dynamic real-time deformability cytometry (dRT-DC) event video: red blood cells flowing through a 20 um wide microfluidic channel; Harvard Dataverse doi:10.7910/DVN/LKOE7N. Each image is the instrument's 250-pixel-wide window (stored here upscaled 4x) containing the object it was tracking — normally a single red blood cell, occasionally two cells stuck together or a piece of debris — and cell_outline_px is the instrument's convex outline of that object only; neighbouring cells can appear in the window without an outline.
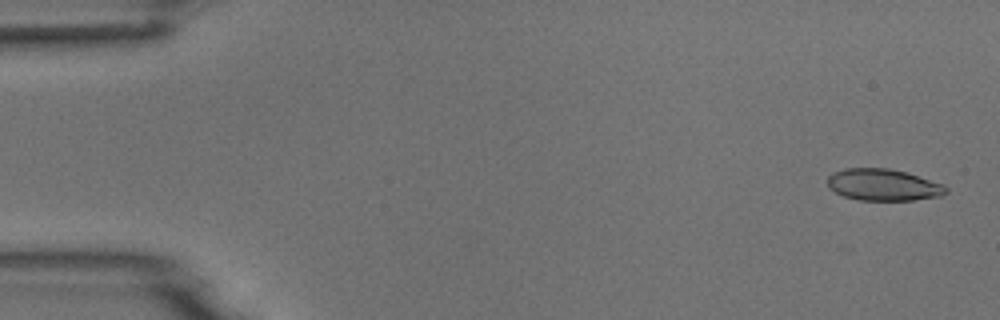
{"species": "common noctule bat (a hibernating species)", "species_latin": "Nyctalus noctula", "temperature_condition": "room temperature", "stored_images_in_passage": 5, "camera_frame_rate_fps": 3000, "um_per_image_px": 0.085, "animal": {"sex": "male", "body_mass_g": 18.8}, "frame": {"image": 1, "passage_image": 1, "time_ms": 0.0, "image_size_px": [1000, 320], "cell_outline_px": [[948, 192], [940, 196], [912, 200], [860, 200], [844, 196], [828, 188], [828, 176], [832, 172], [844, 168], [888, 168], [908, 172], [944, 184], [948, 188]], "centroid_in_image_um": [75.09, 15.7], "position_along_channel_um": 9.9, "area_um2": 22.08}}